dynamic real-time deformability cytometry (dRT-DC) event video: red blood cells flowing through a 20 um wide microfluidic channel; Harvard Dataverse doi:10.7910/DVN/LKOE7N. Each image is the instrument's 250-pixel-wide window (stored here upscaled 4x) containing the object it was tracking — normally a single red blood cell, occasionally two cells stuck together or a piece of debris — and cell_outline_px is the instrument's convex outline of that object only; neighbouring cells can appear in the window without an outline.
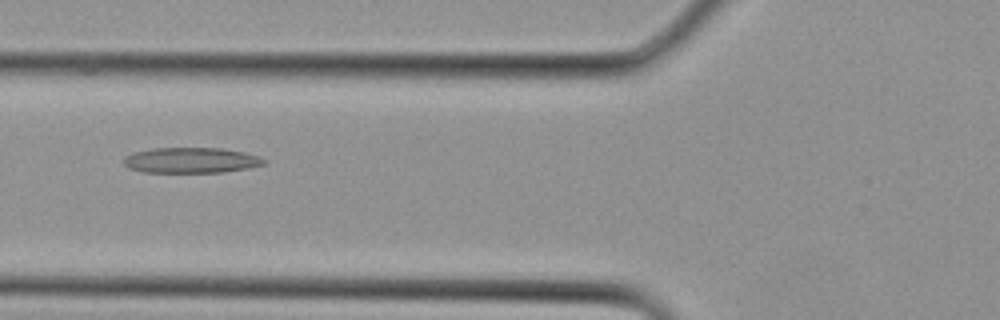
{"species": "Egyptian fruit bat (a non-hibernating species)", "species_latin": "Rousettus aegyptiacus", "temperature_condition": "cold", "stored_images_in_passage": 4, "camera_frame_rate_fps": 3000, "um_per_image_px": 0.085, "animal": {"sex": "female"}, "frame": {"image": 1, "passage_image": 4, "time_ms": 1.0, "image_size_px": [1000, 320], "cell_outline_px": [[268, 160], [264, 164], [248, 168], [224, 172], [144, 172], [128, 168], [124, 164], [124, 156], [132, 152], [152, 148], [220, 148], [244, 152], [260, 156]], "centroid_in_image_um": [16.24, 13.62], "position_along_channel_um": 109.6, "area_um2": 20.98}}